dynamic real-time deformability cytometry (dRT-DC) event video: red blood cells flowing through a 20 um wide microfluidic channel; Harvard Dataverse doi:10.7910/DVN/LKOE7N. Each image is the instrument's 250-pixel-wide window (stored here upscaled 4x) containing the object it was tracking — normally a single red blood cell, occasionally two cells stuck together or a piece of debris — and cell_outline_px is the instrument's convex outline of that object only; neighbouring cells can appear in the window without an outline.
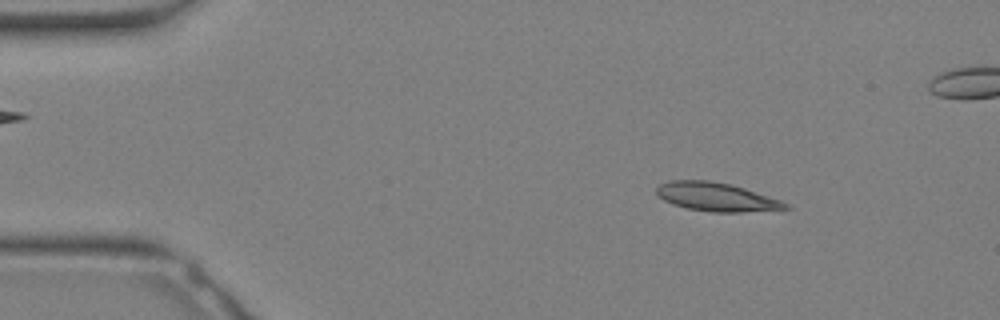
{"species": "Egyptian fruit bat (a non-hibernating species)", "species_latin": "Rousettus aegyptiacus", "temperature_condition": "warm", "stored_images_in_passage": 31, "camera_frame_rate_fps": 3000, "um_per_image_px": 0.085, "animal": {"sex": "female"}, "frame": {"image": 1, "passage_image": 3, "time_ms": 0.667, "image_size_px": [1000, 320], "cell_outline_px": [[792, 208], [740, 212], [712, 212], [688, 208], [672, 204], [664, 200], [656, 192], [656, 188], [660, 184], [668, 180], [712, 180], [732, 184], [780, 200], [788, 204]], "centroid_in_image_um": [60.87, 16.72], "position_along_channel_um": 24.1, "area_um2": 21.39}}
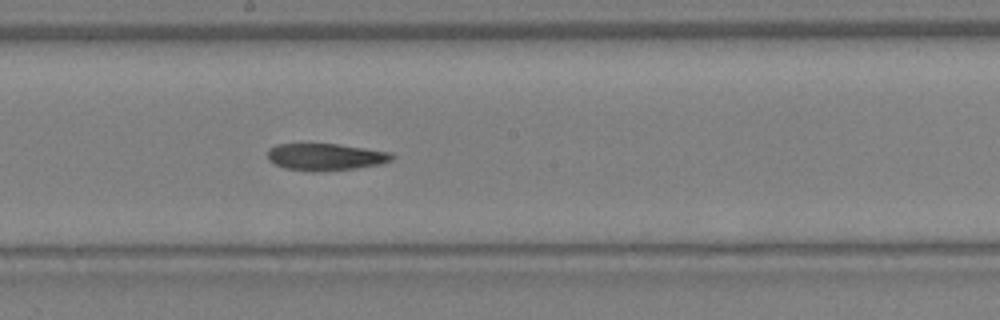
{"frame": {"image": 2, "passage_image": 16, "time_ms": 5.0, "image_size_px": [1000, 320], "cell_outline_px": [[396, 156], [392, 160], [384, 164], [356, 168], [284, 168], [268, 160], [268, 148], [276, 144], [336, 144], [392, 152]], "centroid_in_image_um": [27.74, 13.28], "position_along_channel_um": 220.5, "area_um2": 18.67}}
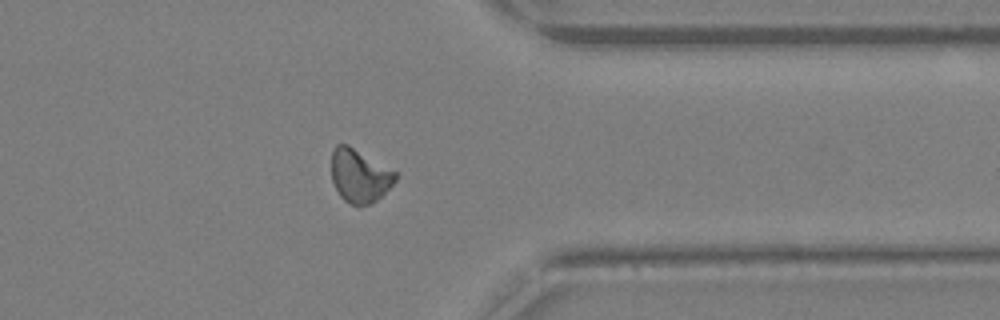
{"frame": {"image": 3, "passage_image": 24, "time_ms": 7.667, "image_size_px": [1000, 320], "cell_outline_px": [[396, 180], [376, 200], [368, 204], [352, 204], [344, 200], [340, 196], [332, 180], [332, 152], [336, 144], [348, 144], [396, 172]], "centroid_in_image_um": [30.54, 14.91], "position_along_channel_um": 380.9, "area_um2": 19.42}}